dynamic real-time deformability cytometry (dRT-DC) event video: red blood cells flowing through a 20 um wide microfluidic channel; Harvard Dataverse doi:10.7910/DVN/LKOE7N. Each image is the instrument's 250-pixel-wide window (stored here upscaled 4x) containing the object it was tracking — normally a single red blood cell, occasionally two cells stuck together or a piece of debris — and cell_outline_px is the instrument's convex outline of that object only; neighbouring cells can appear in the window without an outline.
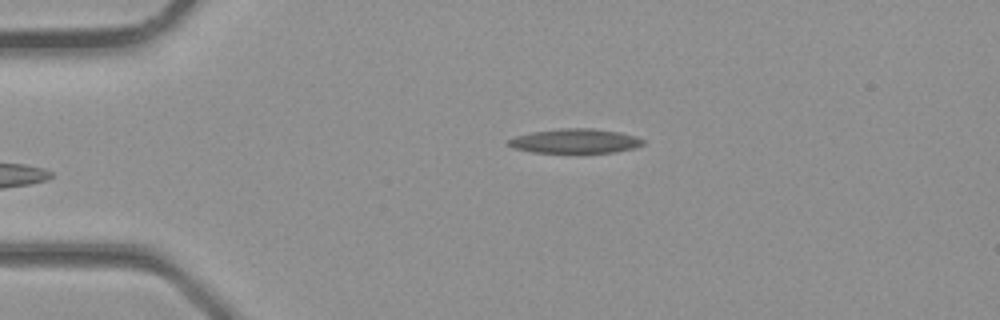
{"species": "common noctule bat (a hibernating species)", "species_latin": "Nyctalus noctula", "temperature_condition": "room temperature", "stored_images_in_passage": 3, "camera_frame_rate_fps": 3000, "um_per_image_px": 0.085, "animal": {"sex": "male", "body_mass_g": 23.1, "forearm_length_mm": 52.7}, "frame": {"image": 1, "passage_image": 3, "time_ms": 0.667, "image_size_px": [1000, 320], "cell_outline_px": [[644, 144], [636, 148], [616, 152], [532, 152], [512, 148], [504, 144], [508, 140], [516, 136], [532, 132], [560, 128], [592, 128], [620, 132], [636, 136], [644, 140]], "centroid_in_image_um": [48.88, 11.98], "position_along_channel_um": 36.1, "area_um2": 19.25}}